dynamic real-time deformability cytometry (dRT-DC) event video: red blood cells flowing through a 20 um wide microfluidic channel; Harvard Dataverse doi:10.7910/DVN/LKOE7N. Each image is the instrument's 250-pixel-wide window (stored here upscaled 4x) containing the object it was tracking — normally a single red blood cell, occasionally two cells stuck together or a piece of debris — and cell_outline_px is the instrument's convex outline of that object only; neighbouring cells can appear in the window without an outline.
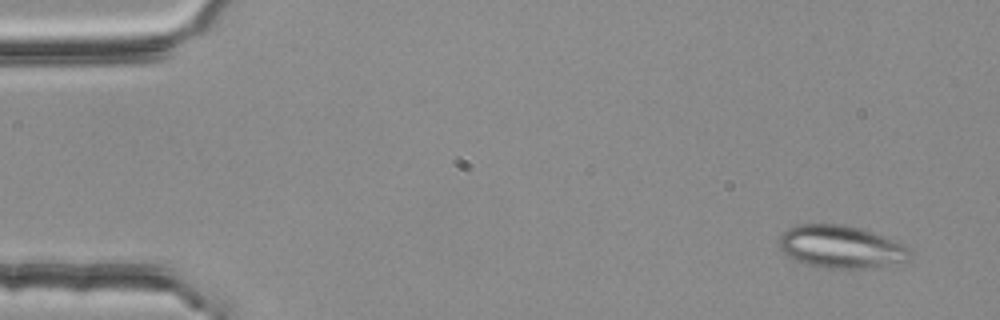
{"species": "common noctule bat (a hibernating species)", "species_latin": "Nyctalus noctula", "temperature_condition": "room temperature", "stored_images_in_passage": 5, "segment_of_instrument_passage": [1, 2], "camera_frame_rate_fps": 3000, "um_per_image_px": 0.085, "animal": {"sex": "female", "body_mass_g": 25.1}, "frame": {"image": 1, "passage_image": 1, "time_ms": 0.0, "image_size_px": [1000, 320], "cell_outline_px": [[912, 252], [900, 264], [876, 268], [832, 268], [808, 264], [784, 256], [780, 248], [780, 236], [788, 228], [800, 224], [840, 224], [872, 232], [904, 244]], "centroid_in_image_um": [71.48, 20.99], "position_along_channel_um": 13.5, "area_um2": 32.37}}